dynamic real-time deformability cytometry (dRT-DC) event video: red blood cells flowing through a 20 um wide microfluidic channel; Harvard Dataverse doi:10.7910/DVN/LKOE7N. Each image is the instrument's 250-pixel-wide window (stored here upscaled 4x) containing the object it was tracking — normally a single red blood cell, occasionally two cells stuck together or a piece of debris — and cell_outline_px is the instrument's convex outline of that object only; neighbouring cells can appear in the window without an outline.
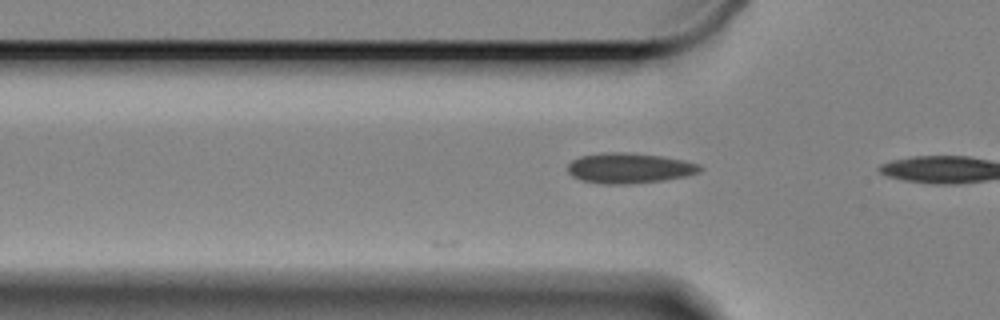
{"species": "Egyptian fruit bat (a non-hibernating species)", "species_latin": "Rousettus aegyptiacus", "temperature_condition": "cold", "stored_images_in_passage": 5, "camera_frame_rate_fps": 3000, "um_per_image_px": 0.085, "animal": {"sex": "female"}, "frame": {"image": 1, "passage_image": 5, "time_ms": 1.333, "image_size_px": [1000, 320], "cell_outline_px": [[704, 168], [700, 172], [684, 176], [664, 180], [632, 184], [600, 184], [580, 180], [572, 176], [568, 172], [568, 164], [572, 160], [580, 156], [600, 152], [624, 152], [660, 156], [684, 160], [700, 164]], "centroid_in_image_um": [53.47, 14.29], "position_along_channel_um": 72.3, "area_um2": 23.58}}